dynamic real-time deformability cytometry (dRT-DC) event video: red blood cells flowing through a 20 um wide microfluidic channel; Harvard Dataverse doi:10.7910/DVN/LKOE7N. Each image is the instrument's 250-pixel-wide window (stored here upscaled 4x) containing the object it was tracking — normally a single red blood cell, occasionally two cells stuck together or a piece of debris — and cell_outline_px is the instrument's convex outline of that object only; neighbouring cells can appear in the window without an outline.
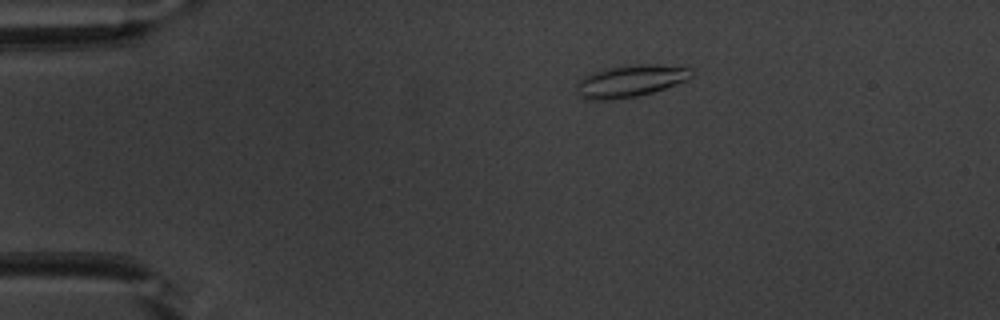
{"species": "common noctule bat (a hibernating species)", "species_latin": "Nyctalus noctula", "temperature_condition": "warm", "stored_images_in_passage": 42, "camera_frame_rate_fps": 3000, "um_per_image_px": 0.085, "animal": {"sex": "male", "body_mass_g": 20.1, "forearm_length_mm": 53.5}, "frame": {"image": 1, "passage_image": 1, "time_ms": 0.0, "image_size_px": [1000, 320], "cell_outline_px": [[692, 76], [676, 84], [652, 92], [636, 96], [612, 100], [588, 100], [580, 96], [576, 88], [576, 80], [584, 76], [604, 68], [636, 64], [656, 64], [692, 68]], "centroid_in_image_um": [53.53, 6.88], "position_along_channel_um": 31.5, "area_um2": 21.44}}
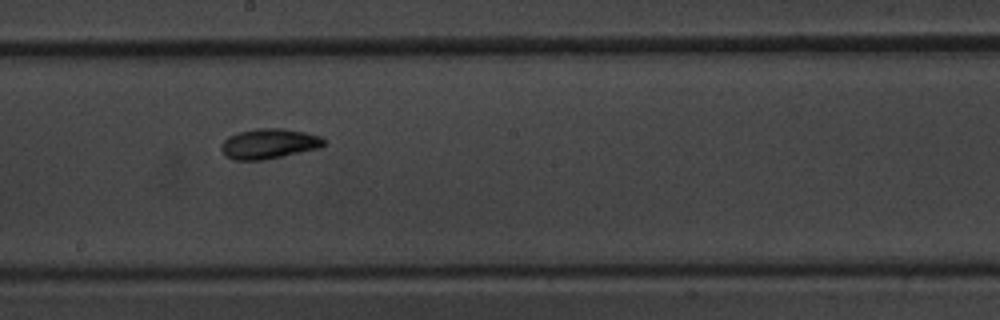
{"frame": {"image": 2, "passage_image": 20, "time_ms": 6.333, "image_size_px": [1000, 320], "cell_outline_px": [[324, 144], [320, 148], [264, 160], [232, 160], [220, 148], [224, 140], [228, 136], [240, 132], [256, 128], [280, 128], [304, 132], [320, 136], [324, 140]], "centroid_in_image_um": [22.86, 12.22], "position_along_channel_um": 225.3, "area_um2": 17.86}}
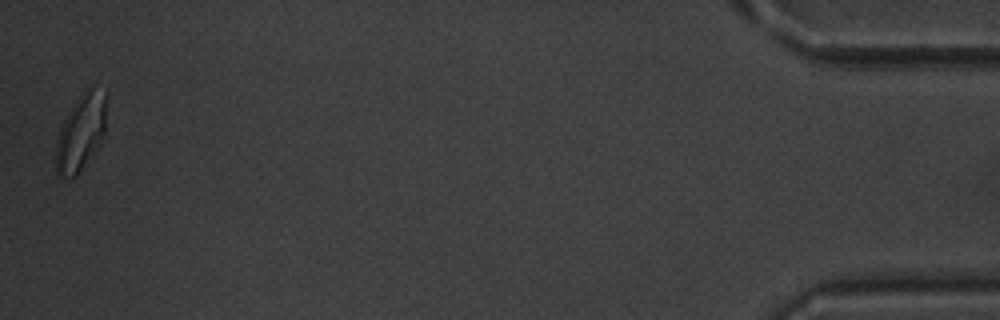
{"frame": {"image": 3, "passage_image": 42, "time_ms": 13.667, "image_size_px": [1000, 320], "cell_outline_px": [[108, 96], [104, 132], [100, 144], [76, 176], [56, 176], [56, 140], [60, 128], [68, 112], [84, 88], [88, 84], [108, 92]], "centroid_in_image_um": [6.91, 11.16], "position_along_channel_um": 428.3, "area_um2": 22.89}, "authors_computed_cell_mechanics": {"area_um2": 17.5134, "velocity_mm_per_s": 3.9522, "shape_relaxation_time_tau1_ms": 4.0404, "shape_relaxation_time_tau2_ms": 4.4454, "deformation_change_tau1": 0.1377, "deformation_change_tau2": 0.1009}}